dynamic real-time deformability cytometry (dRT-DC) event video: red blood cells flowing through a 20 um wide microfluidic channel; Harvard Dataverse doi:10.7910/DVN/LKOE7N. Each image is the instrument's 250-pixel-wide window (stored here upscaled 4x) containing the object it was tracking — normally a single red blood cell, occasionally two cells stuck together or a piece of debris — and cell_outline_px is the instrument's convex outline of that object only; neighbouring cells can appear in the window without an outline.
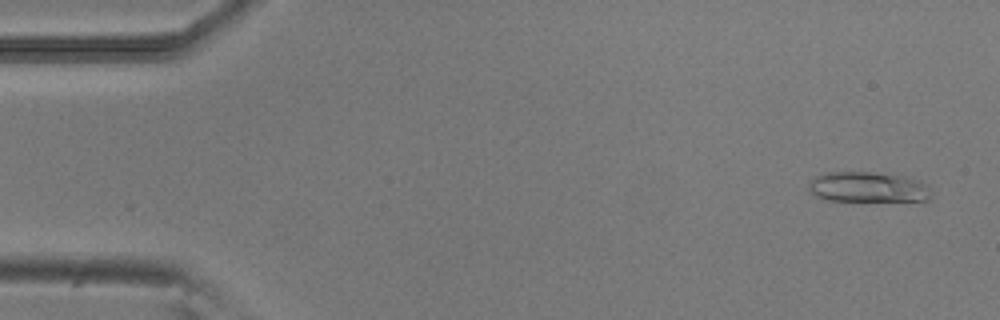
{"species": "common noctule bat (a hibernating species)", "species_latin": "Nyctalus noctula", "temperature_condition": "room temperature", "stored_images_in_passage": 6, "camera_frame_rate_fps": 3000, "um_per_image_px": 0.085, "animal": {"sex": "male", "body_mass_g": 20.5, "forearm_length_mm": 52.5}, "frame": {"image": 1, "passage_image": 1, "time_ms": 0.0, "image_size_px": [1000, 320], "cell_outline_px": [[928, 200], [828, 200], [816, 196], [812, 192], [808, 184], [816, 176], [824, 172], [872, 172], [904, 176], [920, 180], [928, 184]], "centroid_in_image_um": [73.76, 15.88], "position_along_channel_um": 11.2, "area_um2": 21.27}}
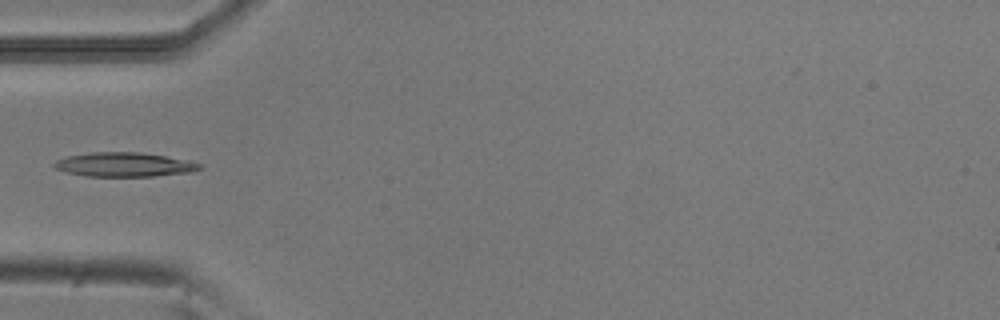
{"frame": {"image": 2, "passage_image": 5, "time_ms": 1.333, "image_size_px": [1000, 320], "cell_outline_px": [[204, 168], [192, 172], [152, 176], [88, 176], [64, 172], [56, 168], [52, 164], [56, 160], [68, 156], [92, 152], [140, 152], [192, 160], [200, 164]], "centroid_in_image_um": [10.6, 13.98], "position_along_channel_um": 74.4, "area_um2": 20.63}}
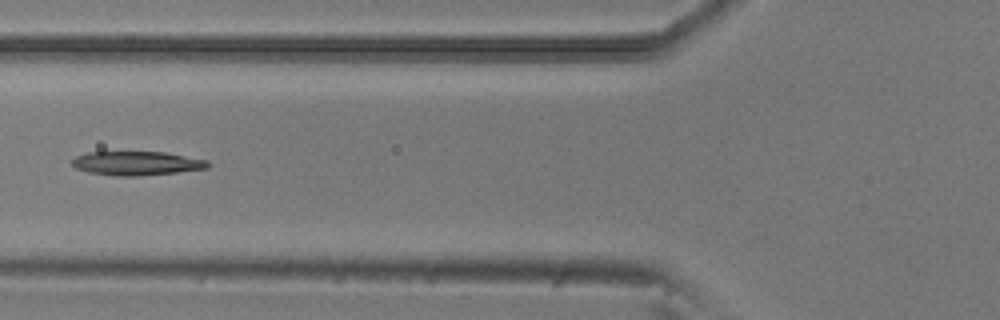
{"frame": {"image": 3, "passage_image": 6, "time_ms": 1.667, "image_size_px": [1000, 320], "cell_outline_px": [[212, 164], [208, 168], [176, 172], [136, 176], [116, 176], [88, 172], [76, 168], [72, 164], [72, 160], [76, 156], [88, 152], [164, 152], [208, 160]], "centroid_in_image_um": [11.64, 13.88], "position_along_channel_um": 114.2, "area_um2": 18.9}}